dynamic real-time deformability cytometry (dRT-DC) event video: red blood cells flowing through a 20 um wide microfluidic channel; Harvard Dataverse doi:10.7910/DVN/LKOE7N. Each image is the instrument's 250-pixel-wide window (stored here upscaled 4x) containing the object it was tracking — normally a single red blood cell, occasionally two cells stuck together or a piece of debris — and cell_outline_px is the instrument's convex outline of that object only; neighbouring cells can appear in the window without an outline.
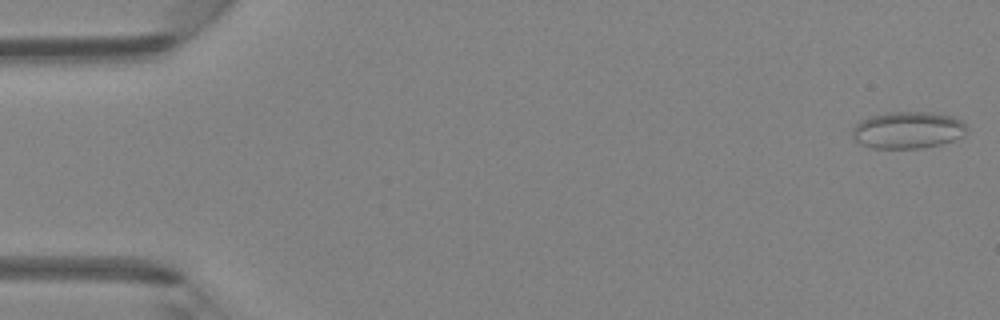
{"species": "Egyptian fruit bat (a non-hibernating species)", "species_latin": "Rousettus aegyptiacus", "temperature_condition": "room temperature", "stored_images_in_passage": 47, "camera_frame_rate_fps": 3000, "um_per_image_px": 0.085, "animal": {"sex": "female"}, "frame": {"image": 1, "passage_image": 1, "time_ms": 0.0, "image_size_px": [1000, 320], "cell_outline_px": [[968, 128], [964, 136], [940, 144], [920, 148], [872, 148], [860, 144], [852, 140], [852, 128], [860, 120], [868, 116], [888, 112], [932, 112], [952, 116], [960, 120]], "centroid_in_image_um": [77.12, 11.05], "position_along_channel_um": 7.9, "area_um2": 24.85}}
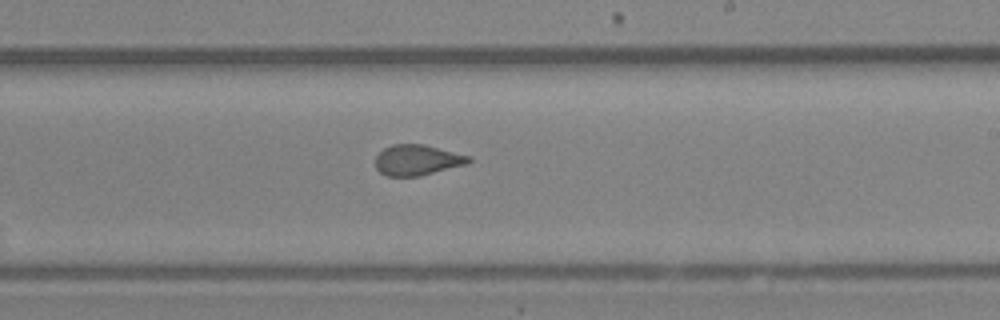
{"frame": {"image": 2, "passage_image": 28, "time_ms": 9.0, "image_size_px": [1000, 320], "cell_outline_px": [[472, 160], [468, 164], [420, 176], [388, 176], [380, 172], [376, 168], [376, 156], [384, 148], [392, 144], [424, 144], [472, 156]], "centroid_in_image_um": [35.5, 13.6], "position_along_channel_um": 253.5, "area_um2": 16.76}}
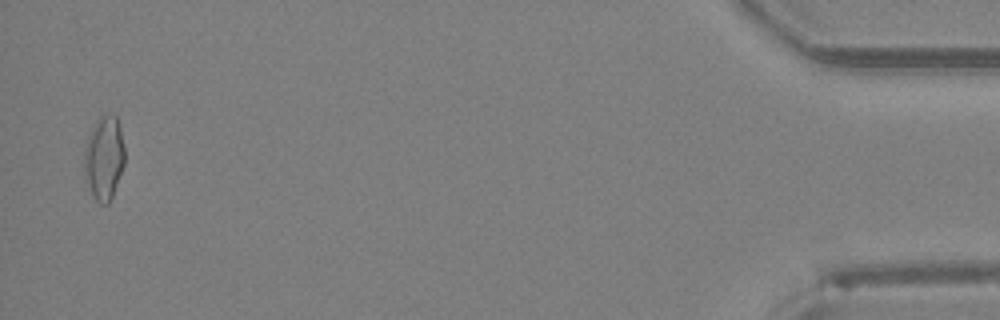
{"frame": {"image": 3, "passage_image": 46, "time_ms": 15.0, "image_size_px": [1000, 320], "cell_outline_px": [[124, 164], [112, 196], [108, 204], [100, 204], [92, 196], [84, 180], [84, 152], [88, 136], [96, 120], [100, 116], [116, 116], [120, 128], [124, 148]], "centroid_in_image_um": [8.82, 13.47], "position_along_channel_um": 426.4, "area_um2": 19.71}, "authors_computed_cell_mechanics": {"area_um2": 17.918, "velocity_mm_per_s": 4.3424, "shape_relaxation_time_tau1_ms": null, "shape_relaxation_time_tau2_ms": 1.0238, "deformation_change_tau1": null, "deformation_change_tau2": 0.0519}}